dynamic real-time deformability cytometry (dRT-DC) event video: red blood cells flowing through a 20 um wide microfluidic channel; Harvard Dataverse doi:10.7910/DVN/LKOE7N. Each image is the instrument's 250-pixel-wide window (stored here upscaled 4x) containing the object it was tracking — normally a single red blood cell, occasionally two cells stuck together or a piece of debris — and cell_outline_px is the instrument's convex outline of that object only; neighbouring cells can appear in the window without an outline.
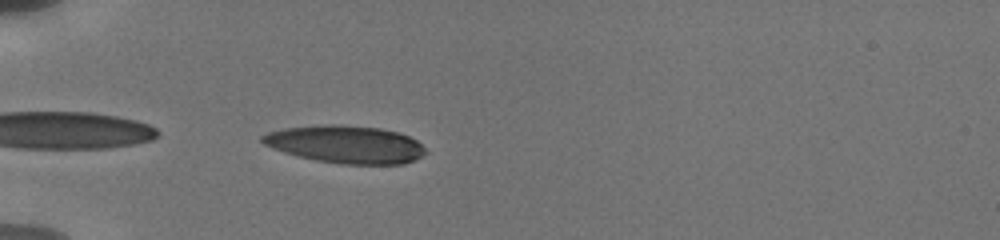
{"species": "human", "species_latin": "Homo sapiens", "temperature_condition": "cold", "stored_images_in_passage": 16, "camera_frame_rate_fps": 3000, "um_per_image_px": 0.085, "donor": {"sex": "male"}, "frame": {"image": 1, "passage_image": 16, "time_ms": 6.0, "image_size_px": [1000, 240], "cell_outline_px": [[424, 152], [420, 156], [404, 164], [344, 164], [316, 160], [284, 152], [264, 144], [260, 140], [260, 136], [268, 132], [288, 128], [332, 124], [380, 128], [396, 132], [408, 136], [416, 140], [424, 148]], "centroid_in_image_um": [29.36, 12.27], "position_along_channel_um": 55.6, "area_um2": 35.14}}